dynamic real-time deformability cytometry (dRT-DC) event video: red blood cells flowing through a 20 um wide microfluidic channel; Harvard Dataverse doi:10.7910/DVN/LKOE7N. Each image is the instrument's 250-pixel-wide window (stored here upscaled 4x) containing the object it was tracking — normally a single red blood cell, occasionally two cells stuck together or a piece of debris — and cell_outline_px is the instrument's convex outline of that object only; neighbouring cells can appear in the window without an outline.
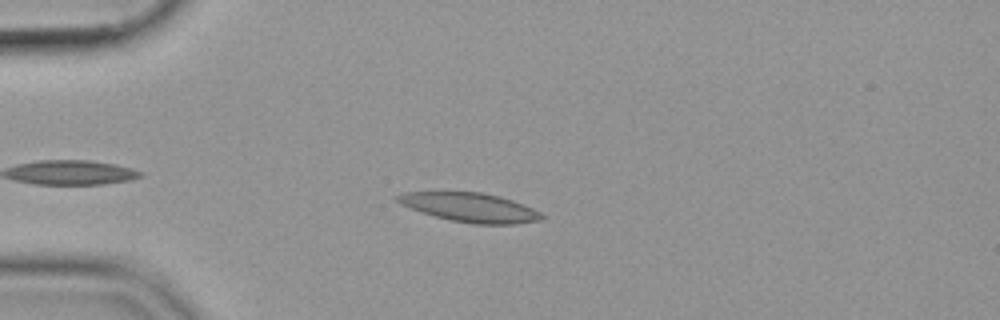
{"species": "common noctule bat (a hibernating species)", "species_latin": "Nyctalus noctula", "temperature_condition": "cold", "stored_images_in_passage": 44, "camera_frame_rate_fps": 3000, "um_per_image_px": 0.085, "animal": {"sex": "female", "body_mass_g": 19.9}, "frame": {"image": 1, "passage_image": 7, "time_ms": 2.0, "image_size_px": [1000, 320], "cell_outline_px": [[544, 216], [540, 220], [516, 224], [472, 224], [448, 220], [400, 204], [392, 200], [392, 196], [404, 192], [480, 192], [500, 196], [512, 200], [532, 208], [540, 212]], "centroid_in_image_um": [39.91, 17.63], "position_along_channel_um": 45.1, "area_um2": 24.45}}
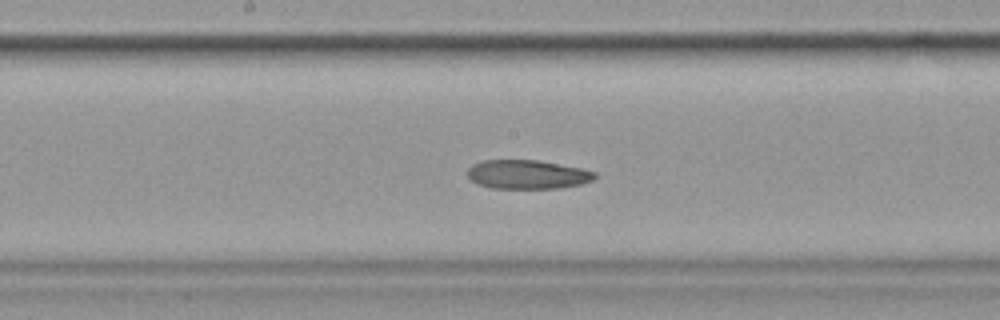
{"frame": {"image": 2, "passage_image": 22, "time_ms": 7.0, "image_size_px": [1000, 320], "cell_outline_px": [[596, 176], [592, 180], [580, 184], [560, 188], [492, 188], [476, 184], [468, 176], [468, 168], [472, 164], [484, 160], [536, 160], [580, 168], [596, 172]], "centroid_in_image_um": [44.8, 14.83], "position_along_channel_um": 203.4, "area_um2": 21.33}}
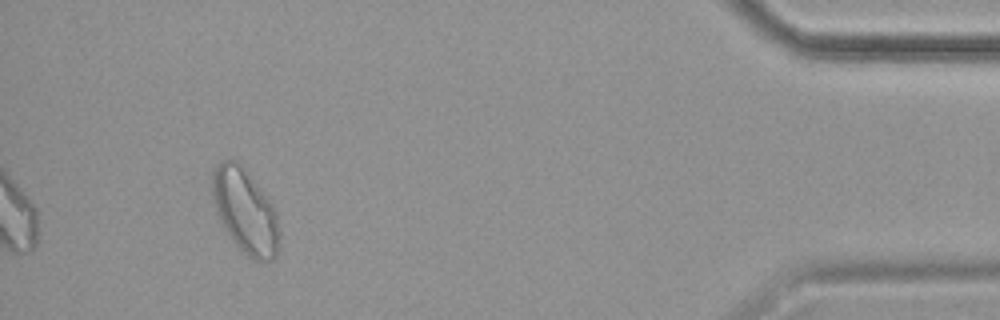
{"frame": {"image": 3, "passage_image": 44, "time_ms": 14.333, "image_size_px": [1000, 320], "cell_outline_px": [[280, 244], [276, 256], [272, 260], [252, 260], [236, 244], [220, 220], [216, 212], [212, 196], [212, 172], [216, 164], [220, 160], [236, 160], [240, 164], [260, 188], [276, 208], [280, 232]], "centroid_in_image_um": [20.86, 17.94], "position_along_channel_um": 414.3, "area_um2": 32.95}}